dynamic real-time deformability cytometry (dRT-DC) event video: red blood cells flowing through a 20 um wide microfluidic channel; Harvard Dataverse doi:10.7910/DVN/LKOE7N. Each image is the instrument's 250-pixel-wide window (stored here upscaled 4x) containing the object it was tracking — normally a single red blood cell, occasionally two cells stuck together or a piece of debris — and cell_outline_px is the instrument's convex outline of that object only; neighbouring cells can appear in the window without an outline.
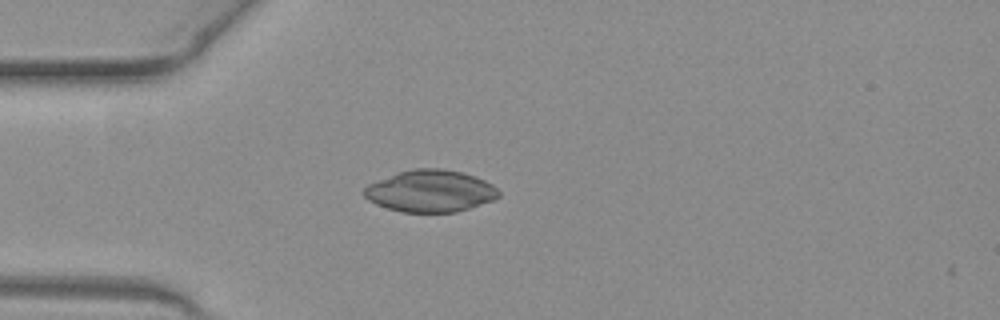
{"species": "common noctule bat (a hibernating species)", "species_latin": "Nyctalus noctula", "temperature_condition": "warm", "stored_images_in_passage": 2, "camera_frame_rate_fps": 3000, "um_per_image_px": 0.085, "animal": {"sex": "female", "body_mass_g": 19.3, "forearm_length_mm": 54.1}, "frame": {"image": 1, "passage_image": 1, "time_ms": 0.0, "image_size_px": [1000, 320], "cell_outline_px": [[500, 196], [492, 200], [456, 212], [400, 212], [376, 204], [368, 200], [364, 196], [364, 188], [368, 184], [400, 172], [412, 168], [440, 168], [460, 172], [476, 176], [492, 184], [500, 192]], "centroid_in_image_um": [36.58, 16.24], "position_along_channel_um": 48.4, "area_um2": 32.66}}